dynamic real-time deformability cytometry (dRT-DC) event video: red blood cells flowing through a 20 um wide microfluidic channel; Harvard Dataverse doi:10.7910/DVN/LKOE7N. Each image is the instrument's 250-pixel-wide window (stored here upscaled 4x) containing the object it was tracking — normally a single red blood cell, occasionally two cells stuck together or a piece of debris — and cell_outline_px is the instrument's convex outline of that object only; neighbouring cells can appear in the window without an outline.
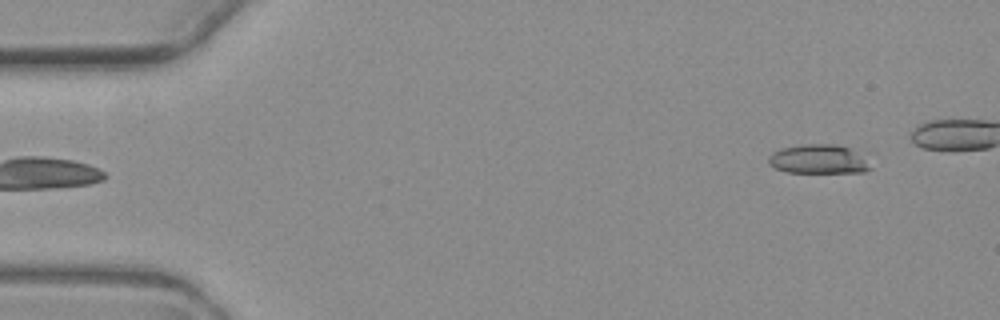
{"species": "common noctule bat (a hibernating species)", "species_latin": "Nyctalus noctula", "temperature_condition": "warm", "stored_images_in_passage": 5, "camera_frame_rate_fps": 3000, "um_per_image_px": 0.085, "animal": {"sex": "female", "body_mass_g": 19.3, "forearm_length_mm": 54.1}, "frame": {"image": 1, "passage_image": 5, "time_ms": 5.333, "image_size_px": [1000, 320], "cell_outline_px": [[872, 168], [864, 172], [788, 172], [776, 168], [768, 164], [768, 156], [772, 152], [780, 148], [804, 144], [832, 144], [848, 148], [864, 156]], "centroid_in_image_um": [69.55, 13.53], "position_along_channel_um": 15.5, "area_um2": 17.22}}